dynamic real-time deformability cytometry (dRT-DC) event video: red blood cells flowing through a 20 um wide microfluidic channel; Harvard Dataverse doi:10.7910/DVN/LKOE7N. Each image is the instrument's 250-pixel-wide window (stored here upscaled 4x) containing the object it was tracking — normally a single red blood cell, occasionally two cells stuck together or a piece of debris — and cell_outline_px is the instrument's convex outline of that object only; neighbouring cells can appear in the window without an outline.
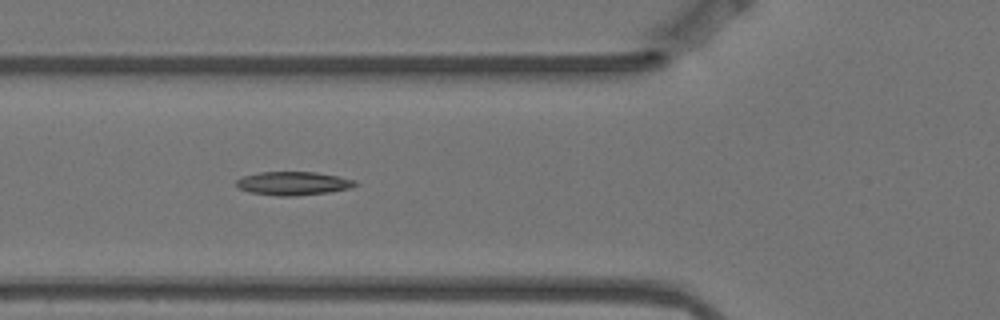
{"species": "Egyptian fruit bat (a non-hibernating species)", "species_latin": "Rousettus aegyptiacus", "temperature_condition": "warm", "stored_images_in_passage": 12, "camera_frame_rate_fps": 3000, "um_per_image_px": 0.085, "animal": {"sex": "female"}, "frame": {"image": 1, "passage_image": 5, "time_ms": 1.333, "image_size_px": [1000, 320], "cell_outline_px": [[360, 184], [352, 188], [332, 192], [296, 196], [280, 196], [248, 192], [240, 188], [236, 184], [236, 180], [244, 176], [260, 172], [316, 172], [356, 180]], "centroid_in_image_um": [24.98, 15.59], "position_along_channel_um": 100.8, "area_um2": 16.42}}
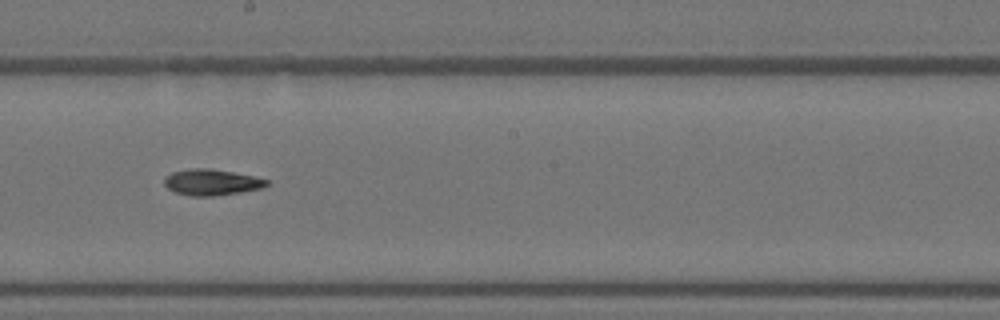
{"frame": {"image": 2, "passage_image": 8, "time_ms": 2.333, "image_size_px": [1000, 320], "cell_outline_px": [[268, 184], [260, 188], [240, 192], [216, 196], [192, 196], [176, 192], [168, 188], [164, 184], [164, 176], [172, 172], [188, 168], [208, 168], [232, 172], [252, 176], [268, 180]], "centroid_in_image_um": [17.93, 15.48], "position_along_channel_um": 230.3, "area_um2": 15.43}}
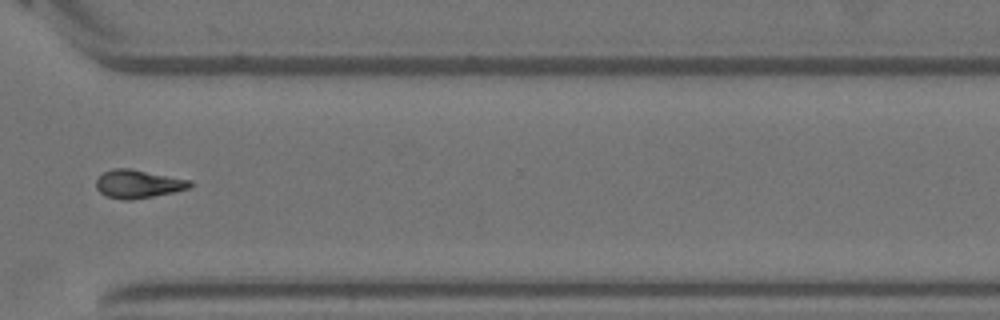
{"frame": {"image": 3, "passage_image": 11, "time_ms": 3.333, "image_size_px": [1000, 320], "cell_outline_px": [[192, 184], [188, 188], [172, 192], [132, 200], [124, 200], [108, 196], [100, 192], [96, 188], [96, 180], [104, 172], [112, 168], [132, 168], [192, 180]], "centroid_in_image_um": [11.74, 15.62], "position_along_channel_um": 358.9, "area_um2": 15.43}}